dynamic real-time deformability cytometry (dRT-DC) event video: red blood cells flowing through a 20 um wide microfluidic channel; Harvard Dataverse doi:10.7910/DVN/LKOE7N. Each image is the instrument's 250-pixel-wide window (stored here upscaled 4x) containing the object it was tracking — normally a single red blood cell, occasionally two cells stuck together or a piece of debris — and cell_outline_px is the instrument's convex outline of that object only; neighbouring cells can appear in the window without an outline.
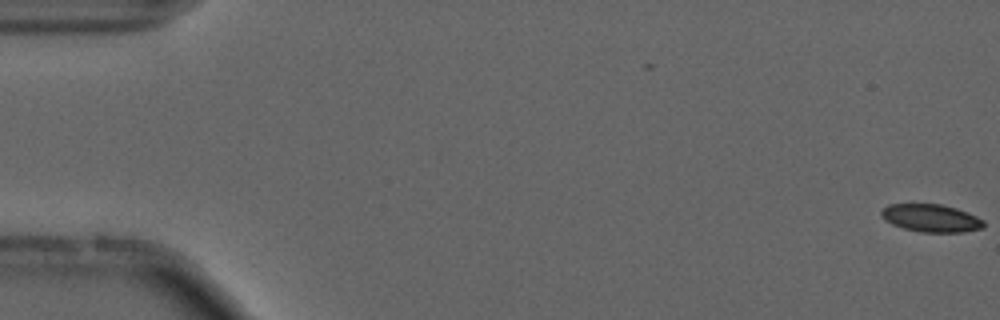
{"species": "common noctule bat (a hibernating species)", "species_latin": "Nyctalus noctula", "temperature_condition": "cold", "stored_images_in_passage": 8, "camera_frame_rate_fps": 3000, "um_per_image_px": 0.085, "animal": {"sex": "male", "forearm_length_mm": 52.5}, "frame": {"image": 1, "passage_image": 1, "time_ms": 0.0, "image_size_px": [1000, 320], "cell_outline_px": [[984, 228], [964, 232], [920, 232], [904, 228], [892, 224], [884, 220], [880, 216], [880, 212], [888, 204], [940, 204], [956, 208], [968, 212], [984, 220]], "centroid_in_image_um": [79.14, 18.54], "position_along_channel_um": 5.9, "area_um2": 16.65}}